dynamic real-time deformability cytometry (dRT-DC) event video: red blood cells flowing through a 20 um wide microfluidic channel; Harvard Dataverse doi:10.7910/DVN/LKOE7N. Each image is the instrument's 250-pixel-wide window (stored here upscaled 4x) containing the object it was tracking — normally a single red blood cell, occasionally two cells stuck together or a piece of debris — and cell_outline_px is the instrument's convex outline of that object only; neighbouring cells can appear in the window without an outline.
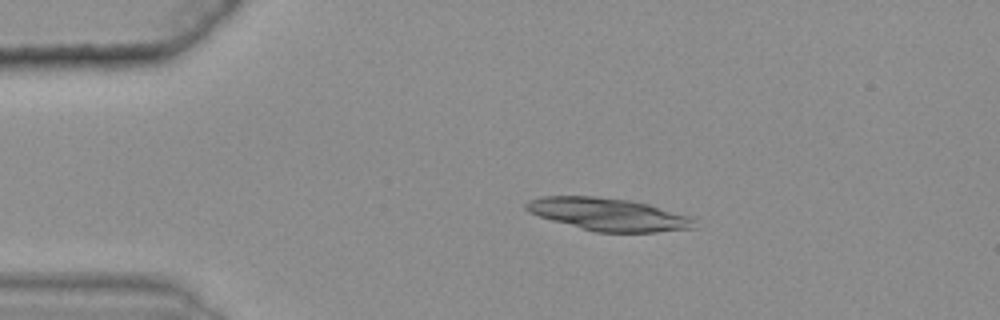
{"species": "common noctule bat (a hibernating species)", "species_latin": "Nyctalus noctula", "temperature_condition": "warm", "stored_images_in_passage": 37, "camera_frame_rate_fps": 3000, "um_per_image_px": 0.085, "animal": {"sex": "female", "body_mass_g": 25.1}, "frame": {"image": 1, "passage_image": 1, "time_ms": 0.0, "image_size_px": [1000, 320], "cell_outline_px": [[696, 228], [656, 232], [596, 232], [580, 228], [552, 220], [528, 212], [524, 208], [524, 204], [528, 200], [540, 196], [596, 196], [632, 200], [648, 204], [692, 216]], "centroid_in_image_um": [51.71, 18.21], "position_along_channel_um": 33.3, "area_um2": 32.14}}